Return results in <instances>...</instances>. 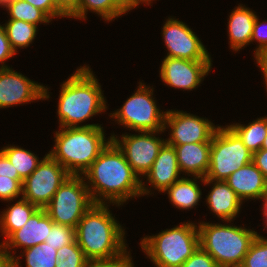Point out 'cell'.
Here are the masks:
<instances>
[{"label": "cell", "instance_id": "obj_1", "mask_svg": "<svg viewBox=\"0 0 267 267\" xmlns=\"http://www.w3.org/2000/svg\"><path fill=\"white\" fill-rule=\"evenodd\" d=\"M83 175L93 203H113L118 207L129 198L151 195V188L140 180L112 140Z\"/></svg>", "mask_w": 267, "mask_h": 267}, {"label": "cell", "instance_id": "obj_2", "mask_svg": "<svg viewBox=\"0 0 267 267\" xmlns=\"http://www.w3.org/2000/svg\"><path fill=\"white\" fill-rule=\"evenodd\" d=\"M108 206L93 203L75 228V240L88 261L113 259L127 252L125 229Z\"/></svg>", "mask_w": 267, "mask_h": 267}, {"label": "cell", "instance_id": "obj_3", "mask_svg": "<svg viewBox=\"0 0 267 267\" xmlns=\"http://www.w3.org/2000/svg\"><path fill=\"white\" fill-rule=\"evenodd\" d=\"M57 115L59 127H94L99 124L79 125L108 107L101 85L87 65L77 68L61 84Z\"/></svg>", "mask_w": 267, "mask_h": 267}, {"label": "cell", "instance_id": "obj_4", "mask_svg": "<svg viewBox=\"0 0 267 267\" xmlns=\"http://www.w3.org/2000/svg\"><path fill=\"white\" fill-rule=\"evenodd\" d=\"M54 139L48 154L71 175H83L111 141V137L106 140L101 126L60 127Z\"/></svg>", "mask_w": 267, "mask_h": 267}, {"label": "cell", "instance_id": "obj_5", "mask_svg": "<svg viewBox=\"0 0 267 267\" xmlns=\"http://www.w3.org/2000/svg\"><path fill=\"white\" fill-rule=\"evenodd\" d=\"M140 244L156 267H181L200 246L199 229L195 223L184 222L156 235L145 236Z\"/></svg>", "mask_w": 267, "mask_h": 267}, {"label": "cell", "instance_id": "obj_6", "mask_svg": "<svg viewBox=\"0 0 267 267\" xmlns=\"http://www.w3.org/2000/svg\"><path fill=\"white\" fill-rule=\"evenodd\" d=\"M200 246L210 254L218 267H237L243 262L258 232L227 224H198Z\"/></svg>", "mask_w": 267, "mask_h": 267}, {"label": "cell", "instance_id": "obj_7", "mask_svg": "<svg viewBox=\"0 0 267 267\" xmlns=\"http://www.w3.org/2000/svg\"><path fill=\"white\" fill-rule=\"evenodd\" d=\"M253 153L227 125L218 126L211 140L209 168L204 179L225 181L232 173L252 162Z\"/></svg>", "mask_w": 267, "mask_h": 267}, {"label": "cell", "instance_id": "obj_8", "mask_svg": "<svg viewBox=\"0 0 267 267\" xmlns=\"http://www.w3.org/2000/svg\"><path fill=\"white\" fill-rule=\"evenodd\" d=\"M154 89L139 82L134 92L120 109L109 116L115 118L119 125L135 132H164L166 111L160 110L153 98Z\"/></svg>", "mask_w": 267, "mask_h": 267}, {"label": "cell", "instance_id": "obj_9", "mask_svg": "<svg viewBox=\"0 0 267 267\" xmlns=\"http://www.w3.org/2000/svg\"><path fill=\"white\" fill-rule=\"evenodd\" d=\"M93 205L82 175H70L44 207L55 224L76 228L85 212Z\"/></svg>", "mask_w": 267, "mask_h": 267}, {"label": "cell", "instance_id": "obj_10", "mask_svg": "<svg viewBox=\"0 0 267 267\" xmlns=\"http://www.w3.org/2000/svg\"><path fill=\"white\" fill-rule=\"evenodd\" d=\"M71 174L48 153L22 183V197L44 208Z\"/></svg>", "mask_w": 267, "mask_h": 267}, {"label": "cell", "instance_id": "obj_11", "mask_svg": "<svg viewBox=\"0 0 267 267\" xmlns=\"http://www.w3.org/2000/svg\"><path fill=\"white\" fill-rule=\"evenodd\" d=\"M156 134L159 132L139 131L135 135L124 133L121 139L115 134L110 136L139 178L150 171L160 149L166 143V139L155 137Z\"/></svg>", "mask_w": 267, "mask_h": 267}, {"label": "cell", "instance_id": "obj_12", "mask_svg": "<svg viewBox=\"0 0 267 267\" xmlns=\"http://www.w3.org/2000/svg\"><path fill=\"white\" fill-rule=\"evenodd\" d=\"M168 128L170 136L166 139V143L183 145L211 141L218 126L206 118L184 111L166 110L164 131Z\"/></svg>", "mask_w": 267, "mask_h": 267}, {"label": "cell", "instance_id": "obj_13", "mask_svg": "<svg viewBox=\"0 0 267 267\" xmlns=\"http://www.w3.org/2000/svg\"><path fill=\"white\" fill-rule=\"evenodd\" d=\"M162 37L168 50L166 57L212 61L208 50L195 32L178 19L167 18L162 28Z\"/></svg>", "mask_w": 267, "mask_h": 267}, {"label": "cell", "instance_id": "obj_14", "mask_svg": "<svg viewBox=\"0 0 267 267\" xmlns=\"http://www.w3.org/2000/svg\"><path fill=\"white\" fill-rule=\"evenodd\" d=\"M47 86L14 71L0 68V109L50 98Z\"/></svg>", "mask_w": 267, "mask_h": 267}, {"label": "cell", "instance_id": "obj_15", "mask_svg": "<svg viewBox=\"0 0 267 267\" xmlns=\"http://www.w3.org/2000/svg\"><path fill=\"white\" fill-rule=\"evenodd\" d=\"M212 61H191L165 57L162 61L160 79L175 89L194 90L211 70Z\"/></svg>", "mask_w": 267, "mask_h": 267}, {"label": "cell", "instance_id": "obj_16", "mask_svg": "<svg viewBox=\"0 0 267 267\" xmlns=\"http://www.w3.org/2000/svg\"><path fill=\"white\" fill-rule=\"evenodd\" d=\"M53 221L46 213L44 208H39L20 229L14 231L6 240L2 242L9 259L13 258L15 250L13 248H22L23 250L45 242Z\"/></svg>", "mask_w": 267, "mask_h": 267}, {"label": "cell", "instance_id": "obj_17", "mask_svg": "<svg viewBox=\"0 0 267 267\" xmlns=\"http://www.w3.org/2000/svg\"><path fill=\"white\" fill-rule=\"evenodd\" d=\"M225 182L242 200L263 201L267 191V180L262 172L250 162L232 173Z\"/></svg>", "mask_w": 267, "mask_h": 267}, {"label": "cell", "instance_id": "obj_18", "mask_svg": "<svg viewBox=\"0 0 267 267\" xmlns=\"http://www.w3.org/2000/svg\"><path fill=\"white\" fill-rule=\"evenodd\" d=\"M180 174L176 150L173 146L165 143L145 178L155 190L164 192L182 178Z\"/></svg>", "mask_w": 267, "mask_h": 267}, {"label": "cell", "instance_id": "obj_19", "mask_svg": "<svg viewBox=\"0 0 267 267\" xmlns=\"http://www.w3.org/2000/svg\"><path fill=\"white\" fill-rule=\"evenodd\" d=\"M202 183L213 185L205 200L208 208L222 221L231 223L240 212L242 200L225 181L204 179Z\"/></svg>", "mask_w": 267, "mask_h": 267}, {"label": "cell", "instance_id": "obj_20", "mask_svg": "<svg viewBox=\"0 0 267 267\" xmlns=\"http://www.w3.org/2000/svg\"><path fill=\"white\" fill-rule=\"evenodd\" d=\"M175 148L180 172L205 178L209 168L211 141L171 145Z\"/></svg>", "mask_w": 267, "mask_h": 267}, {"label": "cell", "instance_id": "obj_21", "mask_svg": "<svg viewBox=\"0 0 267 267\" xmlns=\"http://www.w3.org/2000/svg\"><path fill=\"white\" fill-rule=\"evenodd\" d=\"M256 14L242 4L236 6L228 18L229 45L235 52L250 44Z\"/></svg>", "mask_w": 267, "mask_h": 267}, {"label": "cell", "instance_id": "obj_22", "mask_svg": "<svg viewBox=\"0 0 267 267\" xmlns=\"http://www.w3.org/2000/svg\"><path fill=\"white\" fill-rule=\"evenodd\" d=\"M135 8L133 0H81L78 10L70 18L86 20L90 11L110 22Z\"/></svg>", "mask_w": 267, "mask_h": 267}, {"label": "cell", "instance_id": "obj_23", "mask_svg": "<svg viewBox=\"0 0 267 267\" xmlns=\"http://www.w3.org/2000/svg\"><path fill=\"white\" fill-rule=\"evenodd\" d=\"M198 180L203 182L204 178L194 177L192 179L188 177H182L175 183H173L164 193L168 194L170 202L176 208L181 210H189L198 205L200 198H202V192L198 185Z\"/></svg>", "mask_w": 267, "mask_h": 267}, {"label": "cell", "instance_id": "obj_24", "mask_svg": "<svg viewBox=\"0 0 267 267\" xmlns=\"http://www.w3.org/2000/svg\"><path fill=\"white\" fill-rule=\"evenodd\" d=\"M39 209L23 197L15 204L8 206L0 215V232L5 240L16 230L22 228L30 217Z\"/></svg>", "mask_w": 267, "mask_h": 267}, {"label": "cell", "instance_id": "obj_25", "mask_svg": "<svg viewBox=\"0 0 267 267\" xmlns=\"http://www.w3.org/2000/svg\"><path fill=\"white\" fill-rule=\"evenodd\" d=\"M243 141V144L255 153L262 148L267 135V117H260L248 125L233 123L228 125Z\"/></svg>", "mask_w": 267, "mask_h": 267}, {"label": "cell", "instance_id": "obj_26", "mask_svg": "<svg viewBox=\"0 0 267 267\" xmlns=\"http://www.w3.org/2000/svg\"><path fill=\"white\" fill-rule=\"evenodd\" d=\"M56 251L55 248L43 242L23 250L20 256H13L11 259V267H22V265H20V258L24 256L26 267H55L57 264Z\"/></svg>", "mask_w": 267, "mask_h": 267}, {"label": "cell", "instance_id": "obj_27", "mask_svg": "<svg viewBox=\"0 0 267 267\" xmlns=\"http://www.w3.org/2000/svg\"><path fill=\"white\" fill-rule=\"evenodd\" d=\"M0 6L6 8L10 19L22 20L36 26L38 23L52 21L42 10L24 0H0Z\"/></svg>", "mask_w": 267, "mask_h": 267}, {"label": "cell", "instance_id": "obj_28", "mask_svg": "<svg viewBox=\"0 0 267 267\" xmlns=\"http://www.w3.org/2000/svg\"><path fill=\"white\" fill-rule=\"evenodd\" d=\"M9 159L19 177L24 181L42 161L36 154L19 146L8 145L0 149Z\"/></svg>", "mask_w": 267, "mask_h": 267}, {"label": "cell", "instance_id": "obj_29", "mask_svg": "<svg viewBox=\"0 0 267 267\" xmlns=\"http://www.w3.org/2000/svg\"><path fill=\"white\" fill-rule=\"evenodd\" d=\"M11 48L17 53L18 48L28 47L36 37L38 27L34 24L9 19L4 24Z\"/></svg>", "mask_w": 267, "mask_h": 267}, {"label": "cell", "instance_id": "obj_30", "mask_svg": "<svg viewBox=\"0 0 267 267\" xmlns=\"http://www.w3.org/2000/svg\"><path fill=\"white\" fill-rule=\"evenodd\" d=\"M57 264L55 267H86V259L76 240L57 249Z\"/></svg>", "mask_w": 267, "mask_h": 267}, {"label": "cell", "instance_id": "obj_31", "mask_svg": "<svg viewBox=\"0 0 267 267\" xmlns=\"http://www.w3.org/2000/svg\"><path fill=\"white\" fill-rule=\"evenodd\" d=\"M241 267H267V238L257 234Z\"/></svg>", "mask_w": 267, "mask_h": 267}, {"label": "cell", "instance_id": "obj_32", "mask_svg": "<svg viewBox=\"0 0 267 267\" xmlns=\"http://www.w3.org/2000/svg\"><path fill=\"white\" fill-rule=\"evenodd\" d=\"M75 241V228L55 224L53 222L52 229L47 236L45 243L49 244V246L57 249L61 247L73 243Z\"/></svg>", "mask_w": 267, "mask_h": 267}, {"label": "cell", "instance_id": "obj_33", "mask_svg": "<svg viewBox=\"0 0 267 267\" xmlns=\"http://www.w3.org/2000/svg\"><path fill=\"white\" fill-rule=\"evenodd\" d=\"M22 183V179L0 176V200L9 202L22 196Z\"/></svg>", "mask_w": 267, "mask_h": 267}, {"label": "cell", "instance_id": "obj_34", "mask_svg": "<svg viewBox=\"0 0 267 267\" xmlns=\"http://www.w3.org/2000/svg\"><path fill=\"white\" fill-rule=\"evenodd\" d=\"M253 41L258 42V46L254 50V58H256L267 48V20L260 22L258 16H256V20L253 26L250 43H252Z\"/></svg>", "mask_w": 267, "mask_h": 267}, {"label": "cell", "instance_id": "obj_35", "mask_svg": "<svg viewBox=\"0 0 267 267\" xmlns=\"http://www.w3.org/2000/svg\"><path fill=\"white\" fill-rule=\"evenodd\" d=\"M181 267H218V265L214 258L199 246Z\"/></svg>", "mask_w": 267, "mask_h": 267}, {"label": "cell", "instance_id": "obj_36", "mask_svg": "<svg viewBox=\"0 0 267 267\" xmlns=\"http://www.w3.org/2000/svg\"><path fill=\"white\" fill-rule=\"evenodd\" d=\"M130 251L108 260L88 261L86 267H134Z\"/></svg>", "mask_w": 267, "mask_h": 267}, {"label": "cell", "instance_id": "obj_37", "mask_svg": "<svg viewBox=\"0 0 267 267\" xmlns=\"http://www.w3.org/2000/svg\"><path fill=\"white\" fill-rule=\"evenodd\" d=\"M16 54V52L11 48L9 39L6 34L4 25L0 24V68H8L10 66L6 65V60L10 59ZM5 63V64H4Z\"/></svg>", "mask_w": 267, "mask_h": 267}, {"label": "cell", "instance_id": "obj_38", "mask_svg": "<svg viewBox=\"0 0 267 267\" xmlns=\"http://www.w3.org/2000/svg\"><path fill=\"white\" fill-rule=\"evenodd\" d=\"M32 4L35 8L42 10L51 20L54 18H65V16L55 7L53 0H24Z\"/></svg>", "mask_w": 267, "mask_h": 267}, {"label": "cell", "instance_id": "obj_39", "mask_svg": "<svg viewBox=\"0 0 267 267\" xmlns=\"http://www.w3.org/2000/svg\"><path fill=\"white\" fill-rule=\"evenodd\" d=\"M55 7L67 18H70L79 8L81 0H53Z\"/></svg>", "mask_w": 267, "mask_h": 267}, {"label": "cell", "instance_id": "obj_40", "mask_svg": "<svg viewBox=\"0 0 267 267\" xmlns=\"http://www.w3.org/2000/svg\"><path fill=\"white\" fill-rule=\"evenodd\" d=\"M0 176L9 177L11 179H21L13 168V164L6 155L0 150Z\"/></svg>", "mask_w": 267, "mask_h": 267}, {"label": "cell", "instance_id": "obj_41", "mask_svg": "<svg viewBox=\"0 0 267 267\" xmlns=\"http://www.w3.org/2000/svg\"><path fill=\"white\" fill-rule=\"evenodd\" d=\"M252 162L262 172L267 180V150L260 149L253 153Z\"/></svg>", "mask_w": 267, "mask_h": 267}, {"label": "cell", "instance_id": "obj_42", "mask_svg": "<svg viewBox=\"0 0 267 267\" xmlns=\"http://www.w3.org/2000/svg\"><path fill=\"white\" fill-rule=\"evenodd\" d=\"M256 64L261 69L264 76L265 86L267 87V48L259 54L256 58Z\"/></svg>", "mask_w": 267, "mask_h": 267}, {"label": "cell", "instance_id": "obj_43", "mask_svg": "<svg viewBox=\"0 0 267 267\" xmlns=\"http://www.w3.org/2000/svg\"><path fill=\"white\" fill-rule=\"evenodd\" d=\"M0 267H11V260L2 243H0Z\"/></svg>", "mask_w": 267, "mask_h": 267}, {"label": "cell", "instance_id": "obj_44", "mask_svg": "<svg viewBox=\"0 0 267 267\" xmlns=\"http://www.w3.org/2000/svg\"><path fill=\"white\" fill-rule=\"evenodd\" d=\"M263 206H262V210H263V216L266 218L265 219V228H267V191H266V193H265V195H264V198H263Z\"/></svg>", "mask_w": 267, "mask_h": 267}, {"label": "cell", "instance_id": "obj_45", "mask_svg": "<svg viewBox=\"0 0 267 267\" xmlns=\"http://www.w3.org/2000/svg\"><path fill=\"white\" fill-rule=\"evenodd\" d=\"M152 1L154 0H133V4L137 7L138 5H140V3H145L146 5H149Z\"/></svg>", "mask_w": 267, "mask_h": 267}, {"label": "cell", "instance_id": "obj_46", "mask_svg": "<svg viewBox=\"0 0 267 267\" xmlns=\"http://www.w3.org/2000/svg\"><path fill=\"white\" fill-rule=\"evenodd\" d=\"M261 149H266L267 150V135L265 137V140L263 141L262 148Z\"/></svg>", "mask_w": 267, "mask_h": 267}]
</instances>
